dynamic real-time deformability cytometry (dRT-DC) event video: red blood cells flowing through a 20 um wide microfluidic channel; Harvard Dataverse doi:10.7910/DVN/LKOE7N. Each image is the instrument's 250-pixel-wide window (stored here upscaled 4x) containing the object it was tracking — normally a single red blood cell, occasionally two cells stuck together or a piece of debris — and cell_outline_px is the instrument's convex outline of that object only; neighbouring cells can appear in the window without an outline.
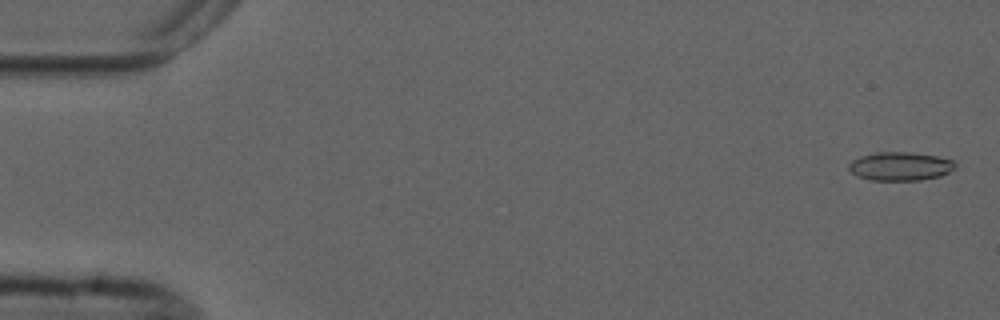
{"species": "common noctule bat (a hibernating species)", "species_latin": "Nyctalus noctula", "temperature_condition": "cold", "stored_images_in_passage": 6, "camera_frame_rate_fps": 3000, "um_per_image_px": 0.085, "animal": {"sex": "male", "forearm_length_mm": 52.5}, "frame": {"image": 1, "passage_image": 1, "time_ms": 0.0, "image_size_px": [1000, 320], "cell_outline_px": [[956, 164], [948, 172], [940, 176], [920, 180], [872, 180], [856, 176], [848, 168], [848, 164], [852, 160], [860, 156], [876, 152], [908, 152], [936, 156], [952, 160]], "centroid_in_image_um": [76.47, 14.13], "position_along_channel_um": 8.5, "area_um2": 17.57}}
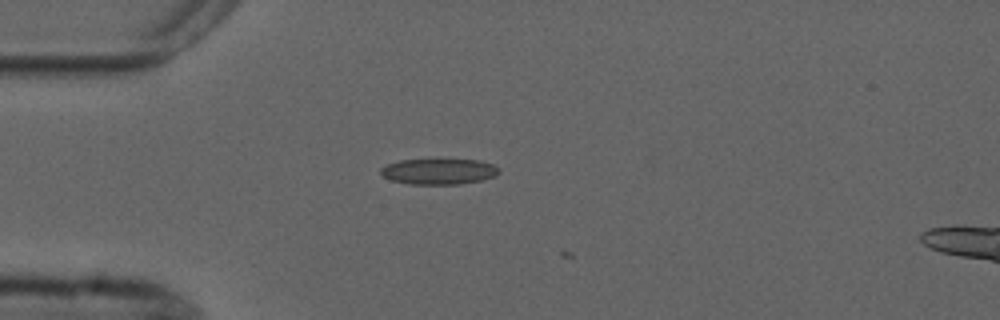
{"frame": {"image": 2, "passage_image": 4, "time_ms": 4.333, "image_size_px": [1000, 320], "cell_outline_px": [[500, 172], [496, 176], [480, 180], [460, 184], [408, 184], [392, 180], [384, 176], [380, 172], [380, 168], [388, 164], [400, 160], [480, 160], [492, 164], [500, 168]], "centroid_in_image_um": [37.33, 14.58], "position_along_channel_um": 47.7, "area_um2": 17.63}}